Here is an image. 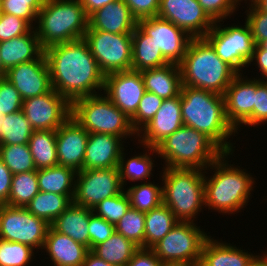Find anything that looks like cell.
I'll list each match as a JSON object with an SVG mask.
<instances>
[{
	"instance_id": "f546056e",
	"label": "cell",
	"mask_w": 267,
	"mask_h": 266,
	"mask_svg": "<svg viewBox=\"0 0 267 266\" xmlns=\"http://www.w3.org/2000/svg\"><path fill=\"white\" fill-rule=\"evenodd\" d=\"M39 191L60 195H74L76 171L73 168L56 165L36 170Z\"/></svg>"
},
{
	"instance_id": "681fc988",
	"label": "cell",
	"mask_w": 267,
	"mask_h": 266,
	"mask_svg": "<svg viewBox=\"0 0 267 266\" xmlns=\"http://www.w3.org/2000/svg\"><path fill=\"white\" fill-rule=\"evenodd\" d=\"M90 250L111 237L115 231V225L92 213L89 217Z\"/></svg>"
},
{
	"instance_id": "83f0119b",
	"label": "cell",
	"mask_w": 267,
	"mask_h": 266,
	"mask_svg": "<svg viewBox=\"0 0 267 266\" xmlns=\"http://www.w3.org/2000/svg\"><path fill=\"white\" fill-rule=\"evenodd\" d=\"M92 209L72 203L50 225L58 233L64 234L90 250L89 217Z\"/></svg>"
},
{
	"instance_id": "6125c7cd",
	"label": "cell",
	"mask_w": 267,
	"mask_h": 266,
	"mask_svg": "<svg viewBox=\"0 0 267 266\" xmlns=\"http://www.w3.org/2000/svg\"><path fill=\"white\" fill-rule=\"evenodd\" d=\"M264 50H267V39L263 40L260 44H259Z\"/></svg>"
},
{
	"instance_id": "c3c4849f",
	"label": "cell",
	"mask_w": 267,
	"mask_h": 266,
	"mask_svg": "<svg viewBox=\"0 0 267 266\" xmlns=\"http://www.w3.org/2000/svg\"><path fill=\"white\" fill-rule=\"evenodd\" d=\"M250 3L249 10L245 11L247 13L246 22L251 30L255 45H259L267 39V13L259 10L251 1Z\"/></svg>"
},
{
	"instance_id": "d4e9b609",
	"label": "cell",
	"mask_w": 267,
	"mask_h": 266,
	"mask_svg": "<svg viewBox=\"0 0 267 266\" xmlns=\"http://www.w3.org/2000/svg\"><path fill=\"white\" fill-rule=\"evenodd\" d=\"M43 53L34 27L25 35L0 42V59L6 71L21 63L36 60Z\"/></svg>"
},
{
	"instance_id": "bcb514c9",
	"label": "cell",
	"mask_w": 267,
	"mask_h": 266,
	"mask_svg": "<svg viewBox=\"0 0 267 266\" xmlns=\"http://www.w3.org/2000/svg\"><path fill=\"white\" fill-rule=\"evenodd\" d=\"M23 100L18 90L6 78L0 79V113L9 115L22 109Z\"/></svg>"
},
{
	"instance_id": "ab89813d",
	"label": "cell",
	"mask_w": 267,
	"mask_h": 266,
	"mask_svg": "<svg viewBox=\"0 0 267 266\" xmlns=\"http://www.w3.org/2000/svg\"><path fill=\"white\" fill-rule=\"evenodd\" d=\"M115 231L139 248H144L145 213L130 207L115 225Z\"/></svg>"
},
{
	"instance_id": "8d00e7d4",
	"label": "cell",
	"mask_w": 267,
	"mask_h": 266,
	"mask_svg": "<svg viewBox=\"0 0 267 266\" xmlns=\"http://www.w3.org/2000/svg\"><path fill=\"white\" fill-rule=\"evenodd\" d=\"M154 183L141 181L140 184L127 187L126 193L132 208L146 213L163 203L162 186Z\"/></svg>"
},
{
	"instance_id": "9a60e30c",
	"label": "cell",
	"mask_w": 267,
	"mask_h": 266,
	"mask_svg": "<svg viewBox=\"0 0 267 266\" xmlns=\"http://www.w3.org/2000/svg\"><path fill=\"white\" fill-rule=\"evenodd\" d=\"M138 26L153 37L157 48L169 63L179 65L183 61L189 43L193 39L188 33L159 16L141 19L138 21Z\"/></svg>"
},
{
	"instance_id": "b9f144b4",
	"label": "cell",
	"mask_w": 267,
	"mask_h": 266,
	"mask_svg": "<svg viewBox=\"0 0 267 266\" xmlns=\"http://www.w3.org/2000/svg\"><path fill=\"white\" fill-rule=\"evenodd\" d=\"M34 251L29 245L0 239V266H29Z\"/></svg>"
},
{
	"instance_id": "603a6c76",
	"label": "cell",
	"mask_w": 267,
	"mask_h": 266,
	"mask_svg": "<svg viewBox=\"0 0 267 266\" xmlns=\"http://www.w3.org/2000/svg\"><path fill=\"white\" fill-rule=\"evenodd\" d=\"M138 21L123 0L113 1L89 16L91 29L110 33H133Z\"/></svg>"
},
{
	"instance_id": "d590c367",
	"label": "cell",
	"mask_w": 267,
	"mask_h": 266,
	"mask_svg": "<svg viewBox=\"0 0 267 266\" xmlns=\"http://www.w3.org/2000/svg\"><path fill=\"white\" fill-rule=\"evenodd\" d=\"M0 128V145L28 144L34 131L21 110L3 116Z\"/></svg>"
},
{
	"instance_id": "f35d334b",
	"label": "cell",
	"mask_w": 267,
	"mask_h": 266,
	"mask_svg": "<svg viewBox=\"0 0 267 266\" xmlns=\"http://www.w3.org/2000/svg\"><path fill=\"white\" fill-rule=\"evenodd\" d=\"M0 158L13 175L37 170L28 144L0 145Z\"/></svg>"
},
{
	"instance_id": "7a4b0ae2",
	"label": "cell",
	"mask_w": 267,
	"mask_h": 266,
	"mask_svg": "<svg viewBox=\"0 0 267 266\" xmlns=\"http://www.w3.org/2000/svg\"><path fill=\"white\" fill-rule=\"evenodd\" d=\"M182 121L209 137L224 153H233L235 146L227 141L237 131L226 117L223 95L182 86L180 92Z\"/></svg>"
},
{
	"instance_id": "cb8c5ba5",
	"label": "cell",
	"mask_w": 267,
	"mask_h": 266,
	"mask_svg": "<svg viewBox=\"0 0 267 266\" xmlns=\"http://www.w3.org/2000/svg\"><path fill=\"white\" fill-rule=\"evenodd\" d=\"M42 249L50 256L53 266H82L89 249L67 235L48 229Z\"/></svg>"
},
{
	"instance_id": "9c48e42d",
	"label": "cell",
	"mask_w": 267,
	"mask_h": 266,
	"mask_svg": "<svg viewBox=\"0 0 267 266\" xmlns=\"http://www.w3.org/2000/svg\"><path fill=\"white\" fill-rule=\"evenodd\" d=\"M209 237L196 223L178 221L151 250L164 265L198 266L203 245Z\"/></svg>"
},
{
	"instance_id": "5b68a950",
	"label": "cell",
	"mask_w": 267,
	"mask_h": 266,
	"mask_svg": "<svg viewBox=\"0 0 267 266\" xmlns=\"http://www.w3.org/2000/svg\"><path fill=\"white\" fill-rule=\"evenodd\" d=\"M89 17L80 0H46L38 12L35 31L42 48L82 39Z\"/></svg>"
},
{
	"instance_id": "ac0fdd59",
	"label": "cell",
	"mask_w": 267,
	"mask_h": 266,
	"mask_svg": "<svg viewBox=\"0 0 267 266\" xmlns=\"http://www.w3.org/2000/svg\"><path fill=\"white\" fill-rule=\"evenodd\" d=\"M238 74L225 90L223 95L226 117L232 127L237 131L240 126H253V108L256 95V78Z\"/></svg>"
},
{
	"instance_id": "836d02e7",
	"label": "cell",
	"mask_w": 267,
	"mask_h": 266,
	"mask_svg": "<svg viewBox=\"0 0 267 266\" xmlns=\"http://www.w3.org/2000/svg\"><path fill=\"white\" fill-rule=\"evenodd\" d=\"M28 146L37 170L58 165L56 130H34Z\"/></svg>"
},
{
	"instance_id": "5bb4252c",
	"label": "cell",
	"mask_w": 267,
	"mask_h": 266,
	"mask_svg": "<svg viewBox=\"0 0 267 266\" xmlns=\"http://www.w3.org/2000/svg\"><path fill=\"white\" fill-rule=\"evenodd\" d=\"M22 111L34 130H57L71 116V103L52 89L23 100Z\"/></svg>"
},
{
	"instance_id": "7bdbcfd3",
	"label": "cell",
	"mask_w": 267,
	"mask_h": 266,
	"mask_svg": "<svg viewBox=\"0 0 267 266\" xmlns=\"http://www.w3.org/2000/svg\"><path fill=\"white\" fill-rule=\"evenodd\" d=\"M45 2L46 0H0V12L21 17L33 27Z\"/></svg>"
},
{
	"instance_id": "ffe728a7",
	"label": "cell",
	"mask_w": 267,
	"mask_h": 266,
	"mask_svg": "<svg viewBox=\"0 0 267 266\" xmlns=\"http://www.w3.org/2000/svg\"><path fill=\"white\" fill-rule=\"evenodd\" d=\"M89 132L70 116L56 130L58 165L83 170Z\"/></svg>"
},
{
	"instance_id": "91938a15",
	"label": "cell",
	"mask_w": 267,
	"mask_h": 266,
	"mask_svg": "<svg viewBox=\"0 0 267 266\" xmlns=\"http://www.w3.org/2000/svg\"><path fill=\"white\" fill-rule=\"evenodd\" d=\"M259 10L267 13V0H250Z\"/></svg>"
},
{
	"instance_id": "ee69618b",
	"label": "cell",
	"mask_w": 267,
	"mask_h": 266,
	"mask_svg": "<svg viewBox=\"0 0 267 266\" xmlns=\"http://www.w3.org/2000/svg\"><path fill=\"white\" fill-rule=\"evenodd\" d=\"M163 99L154 93L146 91L142 96L136 113L130 118L133 130L138 132L153 118L159 110Z\"/></svg>"
},
{
	"instance_id": "f6af8a7d",
	"label": "cell",
	"mask_w": 267,
	"mask_h": 266,
	"mask_svg": "<svg viewBox=\"0 0 267 266\" xmlns=\"http://www.w3.org/2000/svg\"><path fill=\"white\" fill-rule=\"evenodd\" d=\"M32 28L23 18L0 12V42L25 35Z\"/></svg>"
},
{
	"instance_id": "2e32d148",
	"label": "cell",
	"mask_w": 267,
	"mask_h": 266,
	"mask_svg": "<svg viewBox=\"0 0 267 266\" xmlns=\"http://www.w3.org/2000/svg\"><path fill=\"white\" fill-rule=\"evenodd\" d=\"M157 16L172 22L192 38H203L215 23L198 0H160Z\"/></svg>"
},
{
	"instance_id": "f1b7e54d",
	"label": "cell",
	"mask_w": 267,
	"mask_h": 266,
	"mask_svg": "<svg viewBox=\"0 0 267 266\" xmlns=\"http://www.w3.org/2000/svg\"><path fill=\"white\" fill-rule=\"evenodd\" d=\"M169 64L157 48L153 37L147 35L138 25L132 33V70L143 71Z\"/></svg>"
},
{
	"instance_id": "4316f807",
	"label": "cell",
	"mask_w": 267,
	"mask_h": 266,
	"mask_svg": "<svg viewBox=\"0 0 267 266\" xmlns=\"http://www.w3.org/2000/svg\"><path fill=\"white\" fill-rule=\"evenodd\" d=\"M245 251L210 236L203 245L198 266H247L255 255Z\"/></svg>"
},
{
	"instance_id": "d6986e66",
	"label": "cell",
	"mask_w": 267,
	"mask_h": 266,
	"mask_svg": "<svg viewBox=\"0 0 267 266\" xmlns=\"http://www.w3.org/2000/svg\"><path fill=\"white\" fill-rule=\"evenodd\" d=\"M5 78L18 90L22 100L45 94L53 89L45 53L36 60L10 68Z\"/></svg>"
},
{
	"instance_id": "8992f818",
	"label": "cell",
	"mask_w": 267,
	"mask_h": 266,
	"mask_svg": "<svg viewBox=\"0 0 267 266\" xmlns=\"http://www.w3.org/2000/svg\"><path fill=\"white\" fill-rule=\"evenodd\" d=\"M155 148V155L165 160V167L209 171V166L224 153L204 133L184 125Z\"/></svg>"
},
{
	"instance_id": "52a82bcc",
	"label": "cell",
	"mask_w": 267,
	"mask_h": 266,
	"mask_svg": "<svg viewBox=\"0 0 267 266\" xmlns=\"http://www.w3.org/2000/svg\"><path fill=\"white\" fill-rule=\"evenodd\" d=\"M163 204L178 221L193 222L205 205L204 178L207 171L197 168L164 167ZM195 218V219H194Z\"/></svg>"
},
{
	"instance_id": "6f0895ef",
	"label": "cell",
	"mask_w": 267,
	"mask_h": 266,
	"mask_svg": "<svg viewBox=\"0 0 267 266\" xmlns=\"http://www.w3.org/2000/svg\"><path fill=\"white\" fill-rule=\"evenodd\" d=\"M82 266H115L96 256L91 250L86 254Z\"/></svg>"
},
{
	"instance_id": "94428289",
	"label": "cell",
	"mask_w": 267,
	"mask_h": 266,
	"mask_svg": "<svg viewBox=\"0 0 267 266\" xmlns=\"http://www.w3.org/2000/svg\"><path fill=\"white\" fill-rule=\"evenodd\" d=\"M7 71L4 69L1 59H0V79L6 77Z\"/></svg>"
},
{
	"instance_id": "ba28073f",
	"label": "cell",
	"mask_w": 267,
	"mask_h": 266,
	"mask_svg": "<svg viewBox=\"0 0 267 266\" xmlns=\"http://www.w3.org/2000/svg\"><path fill=\"white\" fill-rule=\"evenodd\" d=\"M71 116L89 133L112 134L125 139L137 135L128 116L102 93L74 100Z\"/></svg>"
},
{
	"instance_id": "816d5d0a",
	"label": "cell",
	"mask_w": 267,
	"mask_h": 266,
	"mask_svg": "<svg viewBox=\"0 0 267 266\" xmlns=\"http://www.w3.org/2000/svg\"><path fill=\"white\" fill-rule=\"evenodd\" d=\"M129 7L131 14L139 21L157 16L160 0H123Z\"/></svg>"
},
{
	"instance_id": "f5cc1de1",
	"label": "cell",
	"mask_w": 267,
	"mask_h": 266,
	"mask_svg": "<svg viewBox=\"0 0 267 266\" xmlns=\"http://www.w3.org/2000/svg\"><path fill=\"white\" fill-rule=\"evenodd\" d=\"M126 266H164L151 249L139 248Z\"/></svg>"
},
{
	"instance_id": "4fadbf2b",
	"label": "cell",
	"mask_w": 267,
	"mask_h": 266,
	"mask_svg": "<svg viewBox=\"0 0 267 266\" xmlns=\"http://www.w3.org/2000/svg\"><path fill=\"white\" fill-rule=\"evenodd\" d=\"M124 189L118 167L77 171L73 203L93 210L99 202Z\"/></svg>"
},
{
	"instance_id": "7c38bea8",
	"label": "cell",
	"mask_w": 267,
	"mask_h": 266,
	"mask_svg": "<svg viewBox=\"0 0 267 266\" xmlns=\"http://www.w3.org/2000/svg\"><path fill=\"white\" fill-rule=\"evenodd\" d=\"M50 224L25 207L0 205V239L42 250Z\"/></svg>"
},
{
	"instance_id": "3957f363",
	"label": "cell",
	"mask_w": 267,
	"mask_h": 266,
	"mask_svg": "<svg viewBox=\"0 0 267 266\" xmlns=\"http://www.w3.org/2000/svg\"><path fill=\"white\" fill-rule=\"evenodd\" d=\"M223 153L209 167L215 170L209 178H204L205 207L223 214H236L249 202L250 194L255 187V178L240 166L229 164L228 156Z\"/></svg>"
},
{
	"instance_id": "44dd1931",
	"label": "cell",
	"mask_w": 267,
	"mask_h": 266,
	"mask_svg": "<svg viewBox=\"0 0 267 266\" xmlns=\"http://www.w3.org/2000/svg\"><path fill=\"white\" fill-rule=\"evenodd\" d=\"M182 126L183 121L179 94L170 99H163L154 118L138 132L134 139L139 137V144L141 143V145L155 148L161 141Z\"/></svg>"
},
{
	"instance_id": "11a10c76",
	"label": "cell",
	"mask_w": 267,
	"mask_h": 266,
	"mask_svg": "<svg viewBox=\"0 0 267 266\" xmlns=\"http://www.w3.org/2000/svg\"><path fill=\"white\" fill-rule=\"evenodd\" d=\"M256 62L254 64H256L259 68V71L261 72L260 75H262V79L261 80H267V50H264L260 45H255L254 47V52H253V56L252 59L249 63V65L251 64V62ZM265 78V79H264Z\"/></svg>"
},
{
	"instance_id": "db71d44e",
	"label": "cell",
	"mask_w": 267,
	"mask_h": 266,
	"mask_svg": "<svg viewBox=\"0 0 267 266\" xmlns=\"http://www.w3.org/2000/svg\"><path fill=\"white\" fill-rule=\"evenodd\" d=\"M13 174L0 158V205H7Z\"/></svg>"
},
{
	"instance_id": "7402d4cb",
	"label": "cell",
	"mask_w": 267,
	"mask_h": 266,
	"mask_svg": "<svg viewBox=\"0 0 267 266\" xmlns=\"http://www.w3.org/2000/svg\"><path fill=\"white\" fill-rule=\"evenodd\" d=\"M122 140L125 139L112 134L89 133L83 170L118 167L125 150Z\"/></svg>"
},
{
	"instance_id": "e0dca14e",
	"label": "cell",
	"mask_w": 267,
	"mask_h": 266,
	"mask_svg": "<svg viewBox=\"0 0 267 266\" xmlns=\"http://www.w3.org/2000/svg\"><path fill=\"white\" fill-rule=\"evenodd\" d=\"M103 93L130 119L145 94L141 72L128 70L114 72L105 76Z\"/></svg>"
},
{
	"instance_id": "1f68e13d",
	"label": "cell",
	"mask_w": 267,
	"mask_h": 266,
	"mask_svg": "<svg viewBox=\"0 0 267 266\" xmlns=\"http://www.w3.org/2000/svg\"><path fill=\"white\" fill-rule=\"evenodd\" d=\"M73 198L74 195L40 191L25 208L51 225L73 203Z\"/></svg>"
},
{
	"instance_id": "8fae6325",
	"label": "cell",
	"mask_w": 267,
	"mask_h": 266,
	"mask_svg": "<svg viewBox=\"0 0 267 266\" xmlns=\"http://www.w3.org/2000/svg\"><path fill=\"white\" fill-rule=\"evenodd\" d=\"M83 39L105 76L132 70V33L116 34L88 26Z\"/></svg>"
},
{
	"instance_id": "484cf974",
	"label": "cell",
	"mask_w": 267,
	"mask_h": 266,
	"mask_svg": "<svg viewBox=\"0 0 267 266\" xmlns=\"http://www.w3.org/2000/svg\"><path fill=\"white\" fill-rule=\"evenodd\" d=\"M141 72L146 91L156 94L162 99H170L181 92L182 78L178 64L146 69Z\"/></svg>"
},
{
	"instance_id": "30bf717a",
	"label": "cell",
	"mask_w": 267,
	"mask_h": 266,
	"mask_svg": "<svg viewBox=\"0 0 267 266\" xmlns=\"http://www.w3.org/2000/svg\"><path fill=\"white\" fill-rule=\"evenodd\" d=\"M220 22L222 21L215 22L213 28L203 38L213 47L222 61L241 74V69L249 66L255 47L249 25L245 21L244 26L222 27L225 25H221Z\"/></svg>"
},
{
	"instance_id": "74e56055",
	"label": "cell",
	"mask_w": 267,
	"mask_h": 266,
	"mask_svg": "<svg viewBox=\"0 0 267 266\" xmlns=\"http://www.w3.org/2000/svg\"><path fill=\"white\" fill-rule=\"evenodd\" d=\"M40 192L36 171L13 175L7 205L26 207L27 204Z\"/></svg>"
},
{
	"instance_id": "680465c9",
	"label": "cell",
	"mask_w": 267,
	"mask_h": 266,
	"mask_svg": "<svg viewBox=\"0 0 267 266\" xmlns=\"http://www.w3.org/2000/svg\"><path fill=\"white\" fill-rule=\"evenodd\" d=\"M265 253V254H264ZM264 254V255H263ZM262 256L256 255L247 266H267V251Z\"/></svg>"
},
{
	"instance_id": "be15d7a7",
	"label": "cell",
	"mask_w": 267,
	"mask_h": 266,
	"mask_svg": "<svg viewBox=\"0 0 267 266\" xmlns=\"http://www.w3.org/2000/svg\"><path fill=\"white\" fill-rule=\"evenodd\" d=\"M2 120H4L3 115L0 113V128L2 127Z\"/></svg>"
},
{
	"instance_id": "6da1fadb",
	"label": "cell",
	"mask_w": 267,
	"mask_h": 266,
	"mask_svg": "<svg viewBox=\"0 0 267 266\" xmlns=\"http://www.w3.org/2000/svg\"><path fill=\"white\" fill-rule=\"evenodd\" d=\"M44 53L52 88L70 103L104 89L105 75L83 38L52 45Z\"/></svg>"
},
{
	"instance_id": "277c9868",
	"label": "cell",
	"mask_w": 267,
	"mask_h": 266,
	"mask_svg": "<svg viewBox=\"0 0 267 266\" xmlns=\"http://www.w3.org/2000/svg\"><path fill=\"white\" fill-rule=\"evenodd\" d=\"M181 69L182 86H190L220 95L238 73L222 61L204 38H193L187 48Z\"/></svg>"
},
{
	"instance_id": "f907efd6",
	"label": "cell",
	"mask_w": 267,
	"mask_h": 266,
	"mask_svg": "<svg viewBox=\"0 0 267 266\" xmlns=\"http://www.w3.org/2000/svg\"><path fill=\"white\" fill-rule=\"evenodd\" d=\"M267 123V80L256 79V95L253 108V126Z\"/></svg>"
},
{
	"instance_id": "60d3db41",
	"label": "cell",
	"mask_w": 267,
	"mask_h": 266,
	"mask_svg": "<svg viewBox=\"0 0 267 266\" xmlns=\"http://www.w3.org/2000/svg\"><path fill=\"white\" fill-rule=\"evenodd\" d=\"M130 207L129 196L124 189L120 194L99 202L92 211L95 215L116 225Z\"/></svg>"
},
{
	"instance_id": "4dcf8cb0",
	"label": "cell",
	"mask_w": 267,
	"mask_h": 266,
	"mask_svg": "<svg viewBox=\"0 0 267 266\" xmlns=\"http://www.w3.org/2000/svg\"><path fill=\"white\" fill-rule=\"evenodd\" d=\"M178 223L177 218L165 204L145 213L144 248L151 249Z\"/></svg>"
},
{
	"instance_id": "e7e4bbea",
	"label": "cell",
	"mask_w": 267,
	"mask_h": 266,
	"mask_svg": "<svg viewBox=\"0 0 267 266\" xmlns=\"http://www.w3.org/2000/svg\"><path fill=\"white\" fill-rule=\"evenodd\" d=\"M164 266H190V265H175V264H173V265H164Z\"/></svg>"
},
{
	"instance_id": "7dc6e473",
	"label": "cell",
	"mask_w": 267,
	"mask_h": 266,
	"mask_svg": "<svg viewBox=\"0 0 267 266\" xmlns=\"http://www.w3.org/2000/svg\"><path fill=\"white\" fill-rule=\"evenodd\" d=\"M198 3L214 22L227 19L240 5L237 0H198Z\"/></svg>"
},
{
	"instance_id": "d6a6232c",
	"label": "cell",
	"mask_w": 267,
	"mask_h": 266,
	"mask_svg": "<svg viewBox=\"0 0 267 266\" xmlns=\"http://www.w3.org/2000/svg\"><path fill=\"white\" fill-rule=\"evenodd\" d=\"M138 249L131 240L115 232L105 242L94 246L91 251L112 265L126 266Z\"/></svg>"
},
{
	"instance_id": "9f6ffc18",
	"label": "cell",
	"mask_w": 267,
	"mask_h": 266,
	"mask_svg": "<svg viewBox=\"0 0 267 266\" xmlns=\"http://www.w3.org/2000/svg\"><path fill=\"white\" fill-rule=\"evenodd\" d=\"M113 1L118 0H80L81 5L84 7L85 13L88 17L96 10Z\"/></svg>"
},
{
	"instance_id": "e575fe53",
	"label": "cell",
	"mask_w": 267,
	"mask_h": 266,
	"mask_svg": "<svg viewBox=\"0 0 267 266\" xmlns=\"http://www.w3.org/2000/svg\"><path fill=\"white\" fill-rule=\"evenodd\" d=\"M142 147L145 148V151L148 152H144L143 154L136 156L134 155L127 160H125L124 150L122 151L118 164V170L123 187L125 185H128L126 184V180H130L132 182L144 180L145 182V180L150 179L151 175L153 176L152 169L154 168V160L150 156L151 153H149V151L152 152L151 155L153 156V153H157V150L156 148L148 147L145 145H143Z\"/></svg>"
}]
</instances>
